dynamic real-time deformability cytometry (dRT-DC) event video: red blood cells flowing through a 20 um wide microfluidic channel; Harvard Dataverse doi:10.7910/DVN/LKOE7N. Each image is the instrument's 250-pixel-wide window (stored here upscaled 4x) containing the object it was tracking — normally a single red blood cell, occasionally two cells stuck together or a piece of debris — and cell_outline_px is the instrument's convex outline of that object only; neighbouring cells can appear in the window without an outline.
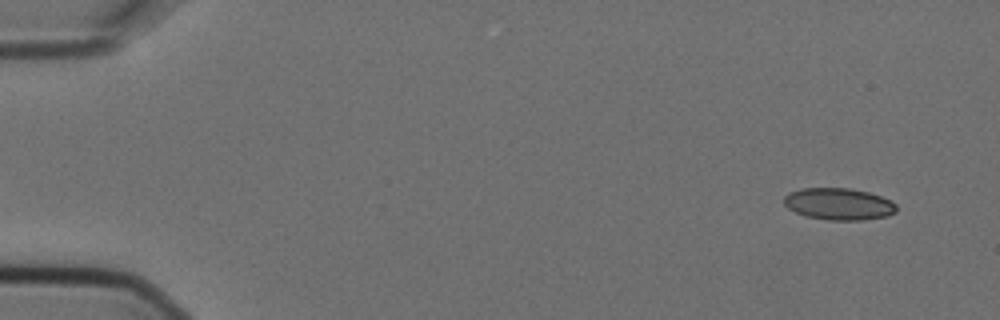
{"species": "Egyptian fruit bat (a non-hibernating species)", "species_latin": "Rousettus aegyptiacus", "temperature_condition": "cold", "stored_images_in_passage": 2, "segment_of_instrument_passage": [2, 2], "camera_frame_rate_fps": 3000, "um_per_image_px": 0.085, "animal": {"sex": "female"}, "frame": {"image": 1, "passage_image": 2, "time_ms": 0.333, "image_size_px": [1000, 320], "cell_outline_px": [[896, 212], [888, 216], [860, 220], [828, 220], [804, 216], [788, 208], [784, 204], [784, 196], [788, 192], [800, 188], [848, 188], [868, 192], [880, 196], [896, 204]], "centroid_in_image_um": [71.26, 17.34], "position_along_channel_um": 13.7, "area_um2": 20.92}}